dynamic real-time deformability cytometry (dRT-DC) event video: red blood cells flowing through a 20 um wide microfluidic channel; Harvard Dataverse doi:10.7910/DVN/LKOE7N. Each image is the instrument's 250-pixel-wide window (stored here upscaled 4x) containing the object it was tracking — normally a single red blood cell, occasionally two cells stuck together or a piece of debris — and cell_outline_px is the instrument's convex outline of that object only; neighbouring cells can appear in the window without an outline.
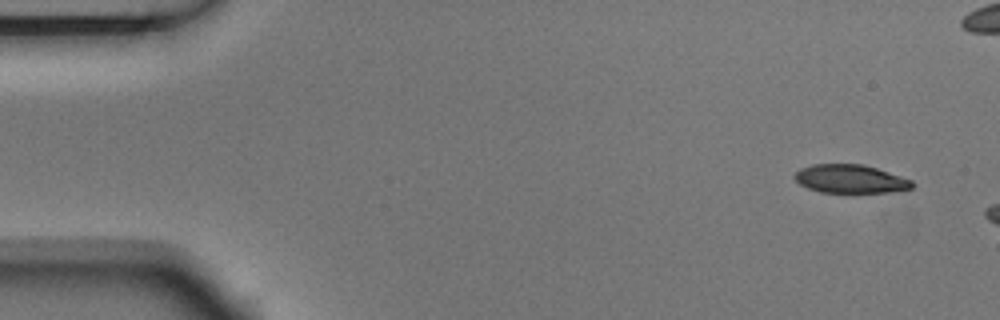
{"species": "Egyptian fruit bat (a non-hibernating species)", "species_latin": "Rousettus aegyptiacus", "temperature_condition": "room temperature", "stored_images_in_passage": 3, "camera_frame_rate_fps": 3000, "um_per_image_px": 0.085, "animal": {"sex": "male"}, "frame": {"image": 1, "passage_image": 1, "time_ms": 0.0, "image_size_px": [1000, 320], "cell_outline_px": [[912, 188], [892, 192], [820, 192], [808, 188], [800, 184], [792, 176], [800, 168], [812, 164], [864, 164], [912, 180]], "centroid_in_image_um": [72.24, 15.2], "position_along_channel_um": 12.8, "area_um2": 19.36}}